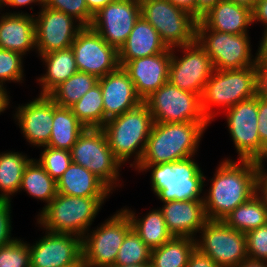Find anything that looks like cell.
I'll use <instances>...</instances> for the list:
<instances>
[{
	"instance_id": "obj_1",
	"label": "cell",
	"mask_w": 267,
	"mask_h": 267,
	"mask_svg": "<svg viewBox=\"0 0 267 267\" xmlns=\"http://www.w3.org/2000/svg\"><path fill=\"white\" fill-rule=\"evenodd\" d=\"M258 167L254 160L227 158L219 163L208 193L203 192L208 220H223L255 194Z\"/></svg>"
},
{
	"instance_id": "obj_2",
	"label": "cell",
	"mask_w": 267,
	"mask_h": 267,
	"mask_svg": "<svg viewBox=\"0 0 267 267\" xmlns=\"http://www.w3.org/2000/svg\"><path fill=\"white\" fill-rule=\"evenodd\" d=\"M210 122H154L139 164L171 163L197 154Z\"/></svg>"
},
{
	"instance_id": "obj_3",
	"label": "cell",
	"mask_w": 267,
	"mask_h": 267,
	"mask_svg": "<svg viewBox=\"0 0 267 267\" xmlns=\"http://www.w3.org/2000/svg\"><path fill=\"white\" fill-rule=\"evenodd\" d=\"M192 157L160 164H138V172L151 170V187L161 202L203 200L206 177ZM147 170V171H146ZM202 196V197H201Z\"/></svg>"
},
{
	"instance_id": "obj_4",
	"label": "cell",
	"mask_w": 267,
	"mask_h": 267,
	"mask_svg": "<svg viewBox=\"0 0 267 267\" xmlns=\"http://www.w3.org/2000/svg\"><path fill=\"white\" fill-rule=\"evenodd\" d=\"M147 105H140L122 115L108 119L101 128L115 157L124 165L134 156L131 167H136L143 156L153 125Z\"/></svg>"
},
{
	"instance_id": "obj_5",
	"label": "cell",
	"mask_w": 267,
	"mask_h": 267,
	"mask_svg": "<svg viewBox=\"0 0 267 267\" xmlns=\"http://www.w3.org/2000/svg\"><path fill=\"white\" fill-rule=\"evenodd\" d=\"M108 197H76L60 193L38 213L44 230L83 237Z\"/></svg>"
},
{
	"instance_id": "obj_6",
	"label": "cell",
	"mask_w": 267,
	"mask_h": 267,
	"mask_svg": "<svg viewBox=\"0 0 267 267\" xmlns=\"http://www.w3.org/2000/svg\"><path fill=\"white\" fill-rule=\"evenodd\" d=\"M258 65L233 70H214L201 96V108L211 123L215 106L225 111L257 95ZM213 106V107H212Z\"/></svg>"
},
{
	"instance_id": "obj_7",
	"label": "cell",
	"mask_w": 267,
	"mask_h": 267,
	"mask_svg": "<svg viewBox=\"0 0 267 267\" xmlns=\"http://www.w3.org/2000/svg\"><path fill=\"white\" fill-rule=\"evenodd\" d=\"M141 16L157 31L167 48L196 41L197 19L168 0H140Z\"/></svg>"
},
{
	"instance_id": "obj_8",
	"label": "cell",
	"mask_w": 267,
	"mask_h": 267,
	"mask_svg": "<svg viewBox=\"0 0 267 267\" xmlns=\"http://www.w3.org/2000/svg\"><path fill=\"white\" fill-rule=\"evenodd\" d=\"M248 33L229 34L196 25V41L207 52L214 70L242 69L257 65Z\"/></svg>"
},
{
	"instance_id": "obj_9",
	"label": "cell",
	"mask_w": 267,
	"mask_h": 267,
	"mask_svg": "<svg viewBox=\"0 0 267 267\" xmlns=\"http://www.w3.org/2000/svg\"><path fill=\"white\" fill-rule=\"evenodd\" d=\"M70 152L73 163L92 172L111 190L119 186L122 163L115 157L101 128H86Z\"/></svg>"
},
{
	"instance_id": "obj_10",
	"label": "cell",
	"mask_w": 267,
	"mask_h": 267,
	"mask_svg": "<svg viewBox=\"0 0 267 267\" xmlns=\"http://www.w3.org/2000/svg\"><path fill=\"white\" fill-rule=\"evenodd\" d=\"M131 228L128 215L121 209L97 229L86 232L82 237V261L85 267L114 266L118 251Z\"/></svg>"
},
{
	"instance_id": "obj_11",
	"label": "cell",
	"mask_w": 267,
	"mask_h": 267,
	"mask_svg": "<svg viewBox=\"0 0 267 267\" xmlns=\"http://www.w3.org/2000/svg\"><path fill=\"white\" fill-rule=\"evenodd\" d=\"M153 122H209L201 108V96L173 86L169 81L143 101Z\"/></svg>"
},
{
	"instance_id": "obj_12",
	"label": "cell",
	"mask_w": 267,
	"mask_h": 267,
	"mask_svg": "<svg viewBox=\"0 0 267 267\" xmlns=\"http://www.w3.org/2000/svg\"><path fill=\"white\" fill-rule=\"evenodd\" d=\"M195 238L196 248L220 267H237L248 259L246 236L223 220H208Z\"/></svg>"
},
{
	"instance_id": "obj_13",
	"label": "cell",
	"mask_w": 267,
	"mask_h": 267,
	"mask_svg": "<svg viewBox=\"0 0 267 267\" xmlns=\"http://www.w3.org/2000/svg\"><path fill=\"white\" fill-rule=\"evenodd\" d=\"M178 48L182 50L183 56H176L175 48H172L168 81L179 89L202 96L204 87L214 71L211 59L197 41L176 47L179 51Z\"/></svg>"
},
{
	"instance_id": "obj_14",
	"label": "cell",
	"mask_w": 267,
	"mask_h": 267,
	"mask_svg": "<svg viewBox=\"0 0 267 267\" xmlns=\"http://www.w3.org/2000/svg\"><path fill=\"white\" fill-rule=\"evenodd\" d=\"M71 48L81 72L101 78L120 67L118 50L91 27H83L77 33Z\"/></svg>"
},
{
	"instance_id": "obj_15",
	"label": "cell",
	"mask_w": 267,
	"mask_h": 267,
	"mask_svg": "<svg viewBox=\"0 0 267 267\" xmlns=\"http://www.w3.org/2000/svg\"><path fill=\"white\" fill-rule=\"evenodd\" d=\"M227 127L239 160H254L263 143L258 133V94L225 111Z\"/></svg>"
},
{
	"instance_id": "obj_16",
	"label": "cell",
	"mask_w": 267,
	"mask_h": 267,
	"mask_svg": "<svg viewBox=\"0 0 267 267\" xmlns=\"http://www.w3.org/2000/svg\"><path fill=\"white\" fill-rule=\"evenodd\" d=\"M140 16V0H114L93 16L90 27L119 51Z\"/></svg>"
},
{
	"instance_id": "obj_17",
	"label": "cell",
	"mask_w": 267,
	"mask_h": 267,
	"mask_svg": "<svg viewBox=\"0 0 267 267\" xmlns=\"http://www.w3.org/2000/svg\"><path fill=\"white\" fill-rule=\"evenodd\" d=\"M36 243L28 244L30 267L79 266L82 261V238L69 233L45 231Z\"/></svg>"
},
{
	"instance_id": "obj_18",
	"label": "cell",
	"mask_w": 267,
	"mask_h": 267,
	"mask_svg": "<svg viewBox=\"0 0 267 267\" xmlns=\"http://www.w3.org/2000/svg\"><path fill=\"white\" fill-rule=\"evenodd\" d=\"M40 10L39 15L34 16L36 53L41 55L70 48L83 26L64 12L45 5Z\"/></svg>"
},
{
	"instance_id": "obj_19",
	"label": "cell",
	"mask_w": 267,
	"mask_h": 267,
	"mask_svg": "<svg viewBox=\"0 0 267 267\" xmlns=\"http://www.w3.org/2000/svg\"><path fill=\"white\" fill-rule=\"evenodd\" d=\"M13 115L27 142L38 148L48 145L53 124V100L48 95L19 105Z\"/></svg>"
},
{
	"instance_id": "obj_20",
	"label": "cell",
	"mask_w": 267,
	"mask_h": 267,
	"mask_svg": "<svg viewBox=\"0 0 267 267\" xmlns=\"http://www.w3.org/2000/svg\"><path fill=\"white\" fill-rule=\"evenodd\" d=\"M171 56L172 49L167 48L163 53L133 59L122 66L142 101L168 82Z\"/></svg>"
},
{
	"instance_id": "obj_21",
	"label": "cell",
	"mask_w": 267,
	"mask_h": 267,
	"mask_svg": "<svg viewBox=\"0 0 267 267\" xmlns=\"http://www.w3.org/2000/svg\"><path fill=\"white\" fill-rule=\"evenodd\" d=\"M98 83L102 91L104 117L107 120L122 115L143 102L122 67L98 78Z\"/></svg>"
},
{
	"instance_id": "obj_22",
	"label": "cell",
	"mask_w": 267,
	"mask_h": 267,
	"mask_svg": "<svg viewBox=\"0 0 267 267\" xmlns=\"http://www.w3.org/2000/svg\"><path fill=\"white\" fill-rule=\"evenodd\" d=\"M159 209L173 237L195 239L208 221L203 200H173Z\"/></svg>"
},
{
	"instance_id": "obj_23",
	"label": "cell",
	"mask_w": 267,
	"mask_h": 267,
	"mask_svg": "<svg viewBox=\"0 0 267 267\" xmlns=\"http://www.w3.org/2000/svg\"><path fill=\"white\" fill-rule=\"evenodd\" d=\"M0 48L23 56L36 49L34 15L22 11L3 12L0 16Z\"/></svg>"
},
{
	"instance_id": "obj_24",
	"label": "cell",
	"mask_w": 267,
	"mask_h": 267,
	"mask_svg": "<svg viewBox=\"0 0 267 267\" xmlns=\"http://www.w3.org/2000/svg\"><path fill=\"white\" fill-rule=\"evenodd\" d=\"M207 29L229 34L248 33L252 10L230 0H221L199 20Z\"/></svg>"
},
{
	"instance_id": "obj_25",
	"label": "cell",
	"mask_w": 267,
	"mask_h": 267,
	"mask_svg": "<svg viewBox=\"0 0 267 267\" xmlns=\"http://www.w3.org/2000/svg\"><path fill=\"white\" fill-rule=\"evenodd\" d=\"M166 49L158 31L140 16L125 44L118 51L120 67L127 61L163 53Z\"/></svg>"
},
{
	"instance_id": "obj_26",
	"label": "cell",
	"mask_w": 267,
	"mask_h": 267,
	"mask_svg": "<svg viewBox=\"0 0 267 267\" xmlns=\"http://www.w3.org/2000/svg\"><path fill=\"white\" fill-rule=\"evenodd\" d=\"M57 193L76 197H109L112 190L96 175L71 162L56 181Z\"/></svg>"
},
{
	"instance_id": "obj_27",
	"label": "cell",
	"mask_w": 267,
	"mask_h": 267,
	"mask_svg": "<svg viewBox=\"0 0 267 267\" xmlns=\"http://www.w3.org/2000/svg\"><path fill=\"white\" fill-rule=\"evenodd\" d=\"M39 56L47 70L43 76L37 78L42 88L39 95H48L55 87L79 71L71 47Z\"/></svg>"
},
{
	"instance_id": "obj_28",
	"label": "cell",
	"mask_w": 267,
	"mask_h": 267,
	"mask_svg": "<svg viewBox=\"0 0 267 267\" xmlns=\"http://www.w3.org/2000/svg\"><path fill=\"white\" fill-rule=\"evenodd\" d=\"M86 128L71 108L60 107L53 101V124L47 146L70 151Z\"/></svg>"
},
{
	"instance_id": "obj_29",
	"label": "cell",
	"mask_w": 267,
	"mask_h": 267,
	"mask_svg": "<svg viewBox=\"0 0 267 267\" xmlns=\"http://www.w3.org/2000/svg\"><path fill=\"white\" fill-rule=\"evenodd\" d=\"M122 210L128 215L134 231L150 249L160 247L173 238L160 209H153L142 218L135 216L136 213L131 209Z\"/></svg>"
},
{
	"instance_id": "obj_30",
	"label": "cell",
	"mask_w": 267,
	"mask_h": 267,
	"mask_svg": "<svg viewBox=\"0 0 267 267\" xmlns=\"http://www.w3.org/2000/svg\"><path fill=\"white\" fill-rule=\"evenodd\" d=\"M22 190L47 203L43 210L56 197L57 183L36 159L31 158L23 172L19 192Z\"/></svg>"
},
{
	"instance_id": "obj_31",
	"label": "cell",
	"mask_w": 267,
	"mask_h": 267,
	"mask_svg": "<svg viewBox=\"0 0 267 267\" xmlns=\"http://www.w3.org/2000/svg\"><path fill=\"white\" fill-rule=\"evenodd\" d=\"M31 159L19 152L0 153V201L19 192L24 169Z\"/></svg>"
},
{
	"instance_id": "obj_32",
	"label": "cell",
	"mask_w": 267,
	"mask_h": 267,
	"mask_svg": "<svg viewBox=\"0 0 267 267\" xmlns=\"http://www.w3.org/2000/svg\"><path fill=\"white\" fill-rule=\"evenodd\" d=\"M195 247V239L173 237L162 246L151 250L150 265L151 267H186Z\"/></svg>"
},
{
	"instance_id": "obj_33",
	"label": "cell",
	"mask_w": 267,
	"mask_h": 267,
	"mask_svg": "<svg viewBox=\"0 0 267 267\" xmlns=\"http://www.w3.org/2000/svg\"><path fill=\"white\" fill-rule=\"evenodd\" d=\"M223 221L229 227L246 234L267 224V208L254 194L244 204L237 206Z\"/></svg>"
},
{
	"instance_id": "obj_34",
	"label": "cell",
	"mask_w": 267,
	"mask_h": 267,
	"mask_svg": "<svg viewBox=\"0 0 267 267\" xmlns=\"http://www.w3.org/2000/svg\"><path fill=\"white\" fill-rule=\"evenodd\" d=\"M97 83L96 76L78 71L55 87L48 96L58 106L70 108Z\"/></svg>"
},
{
	"instance_id": "obj_35",
	"label": "cell",
	"mask_w": 267,
	"mask_h": 267,
	"mask_svg": "<svg viewBox=\"0 0 267 267\" xmlns=\"http://www.w3.org/2000/svg\"><path fill=\"white\" fill-rule=\"evenodd\" d=\"M70 108L77 119L87 128H102L107 121L104 117L102 91L99 83Z\"/></svg>"
},
{
	"instance_id": "obj_36",
	"label": "cell",
	"mask_w": 267,
	"mask_h": 267,
	"mask_svg": "<svg viewBox=\"0 0 267 267\" xmlns=\"http://www.w3.org/2000/svg\"><path fill=\"white\" fill-rule=\"evenodd\" d=\"M151 250L131 228L118 251L115 265L150 264Z\"/></svg>"
},
{
	"instance_id": "obj_37",
	"label": "cell",
	"mask_w": 267,
	"mask_h": 267,
	"mask_svg": "<svg viewBox=\"0 0 267 267\" xmlns=\"http://www.w3.org/2000/svg\"><path fill=\"white\" fill-rule=\"evenodd\" d=\"M38 163L57 181L72 162L71 152L44 146Z\"/></svg>"
},
{
	"instance_id": "obj_38",
	"label": "cell",
	"mask_w": 267,
	"mask_h": 267,
	"mask_svg": "<svg viewBox=\"0 0 267 267\" xmlns=\"http://www.w3.org/2000/svg\"><path fill=\"white\" fill-rule=\"evenodd\" d=\"M0 267H30L28 243L17 237L0 247Z\"/></svg>"
},
{
	"instance_id": "obj_39",
	"label": "cell",
	"mask_w": 267,
	"mask_h": 267,
	"mask_svg": "<svg viewBox=\"0 0 267 267\" xmlns=\"http://www.w3.org/2000/svg\"><path fill=\"white\" fill-rule=\"evenodd\" d=\"M23 55L0 48V85L7 81L23 82Z\"/></svg>"
},
{
	"instance_id": "obj_40",
	"label": "cell",
	"mask_w": 267,
	"mask_h": 267,
	"mask_svg": "<svg viewBox=\"0 0 267 267\" xmlns=\"http://www.w3.org/2000/svg\"><path fill=\"white\" fill-rule=\"evenodd\" d=\"M45 6L73 17L83 27H90L93 16L89 13L85 0H46Z\"/></svg>"
},
{
	"instance_id": "obj_41",
	"label": "cell",
	"mask_w": 267,
	"mask_h": 267,
	"mask_svg": "<svg viewBox=\"0 0 267 267\" xmlns=\"http://www.w3.org/2000/svg\"><path fill=\"white\" fill-rule=\"evenodd\" d=\"M248 259L267 262V224L245 234Z\"/></svg>"
},
{
	"instance_id": "obj_42",
	"label": "cell",
	"mask_w": 267,
	"mask_h": 267,
	"mask_svg": "<svg viewBox=\"0 0 267 267\" xmlns=\"http://www.w3.org/2000/svg\"><path fill=\"white\" fill-rule=\"evenodd\" d=\"M11 201H0V247L12 242Z\"/></svg>"
},
{
	"instance_id": "obj_43",
	"label": "cell",
	"mask_w": 267,
	"mask_h": 267,
	"mask_svg": "<svg viewBox=\"0 0 267 267\" xmlns=\"http://www.w3.org/2000/svg\"><path fill=\"white\" fill-rule=\"evenodd\" d=\"M258 133L261 142L267 140V99L258 95Z\"/></svg>"
},
{
	"instance_id": "obj_44",
	"label": "cell",
	"mask_w": 267,
	"mask_h": 267,
	"mask_svg": "<svg viewBox=\"0 0 267 267\" xmlns=\"http://www.w3.org/2000/svg\"><path fill=\"white\" fill-rule=\"evenodd\" d=\"M267 169L264 166L258 167L255 184V194L267 208Z\"/></svg>"
},
{
	"instance_id": "obj_45",
	"label": "cell",
	"mask_w": 267,
	"mask_h": 267,
	"mask_svg": "<svg viewBox=\"0 0 267 267\" xmlns=\"http://www.w3.org/2000/svg\"><path fill=\"white\" fill-rule=\"evenodd\" d=\"M186 267H220L210 256L202 253L199 249H195L190 254Z\"/></svg>"
},
{
	"instance_id": "obj_46",
	"label": "cell",
	"mask_w": 267,
	"mask_h": 267,
	"mask_svg": "<svg viewBox=\"0 0 267 267\" xmlns=\"http://www.w3.org/2000/svg\"><path fill=\"white\" fill-rule=\"evenodd\" d=\"M261 22L267 28V0H258L252 9V23Z\"/></svg>"
},
{
	"instance_id": "obj_47",
	"label": "cell",
	"mask_w": 267,
	"mask_h": 267,
	"mask_svg": "<svg viewBox=\"0 0 267 267\" xmlns=\"http://www.w3.org/2000/svg\"><path fill=\"white\" fill-rule=\"evenodd\" d=\"M260 42L255 56L257 65L259 67L267 68V28L264 29L262 40Z\"/></svg>"
},
{
	"instance_id": "obj_48",
	"label": "cell",
	"mask_w": 267,
	"mask_h": 267,
	"mask_svg": "<svg viewBox=\"0 0 267 267\" xmlns=\"http://www.w3.org/2000/svg\"><path fill=\"white\" fill-rule=\"evenodd\" d=\"M257 94L267 99V68L258 66Z\"/></svg>"
},
{
	"instance_id": "obj_49",
	"label": "cell",
	"mask_w": 267,
	"mask_h": 267,
	"mask_svg": "<svg viewBox=\"0 0 267 267\" xmlns=\"http://www.w3.org/2000/svg\"><path fill=\"white\" fill-rule=\"evenodd\" d=\"M219 1L221 0H196V19L199 21Z\"/></svg>"
},
{
	"instance_id": "obj_50",
	"label": "cell",
	"mask_w": 267,
	"mask_h": 267,
	"mask_svg": "<svg viewBox=\"0 0 267 267\" xmlns=\"http://www.w3.org/2000/svg\"><path fill=\"white\" fill-rule=\"evenodd\" d=\"M174 6L190 13L196 18V0H168Z\"/></svg>"
},
{
	"instance_id": "obj_51",
	"label": "cell",
	"mask_w": 267,
	"mask_h": 267,
	"mask_svg": "<svg viewBox=\"0 0 267 267\" xmlns=\"http://www.w3.org/2000/svg\"><path fill=\"white\" fill-rule=\"evenodd\" d=\"M89 13L94 16L107 4H110L114 0H85Z\"/></svg>"
},
{
	"instance_id": "obj_52",
	"label": "cell",
	"mask_w": 267,
	"mask_h": 267,
	"mask_svg": "<svg viewBox=\"0 0 267 267\" xmlns=\"http://www.w3.org/2000/svg\"><path fill=\"white\" fill-rule=\"evenodd\" d=\"M46 0H5L0 8L4 7V6H12V7H21V6H27L30 5L32 3L34 4H39L41 6V8L45 5Z\"/></svg>"
},
{
	"instance_id": "obj_53",
	"label": "cell",
	"mask_w": 267,
	"mask_h": 267,
	"mask_svg": "<svg viewBox=\"0 0 267 267\" xmlns=\"http://www.w3.org/2000/svg\"><path fill=\"white\" fill-rule=\"evenodd\" d=\"M10 104V99L7 94L6 87L0 85V114L1 112L4 113L6 108H8Z\"/></svg>"
},
{
	"instance_id": "obj_54",
	"label": "cell",
	"mask_w": 267,
	"mask_h": 267,
	"mask_svg": "<svg viewBox=\"0 0 267 267\" xmlns=\"http://www.w3.org/2000/svg\"><path fill=\"white\" fill-rule=\"evenodd\" d=\"M237 267H267V262L246 259L242 263H240Z\"/></svg>"
},
{
	"instance_id": "obj_55",
	"label": "cell",
	"mask_w": 267,
	"mask_h": 267,
	"mask_svg": "<svg viewBox=\"0 0 267 267\" xmlns=\"http://www.w3.org/2000/svg\"><path fill=\"white\" fill-rule=\"evenodd\" d=\"M264 160H267V140L263 144L261 153L254 159V161L258 164V166H264L265 164L263 163Z\"/></svg>"
},
{
	"instance_id": "obj_56",
	"label": "cell",
	"mask_w": 267,
	"mask_h": 267,
	"mask_svg": "<svg viewBox=\"0 0 267 267\" xmlns=\"http://www.w3.org/2000/svg\"><path fill=\"white\" fill-rule=\"evenodd\" d=\"M236 4L243 5L248 7L249 9H253V7L256 5L258 0H230Z\"/></svg>"
},
{
	"instance_id": "obj_57",
	"label": "cell",
	"mask_w": 267,
	"mask_h": 267,
	"mask_svg": "<svg viewBox=\"0 0 267 267\" xmlns=\"http://www.w3.org/2000/svg\"><path fill=\"white\" fill-rule=\"evenodd\" d=\"M112 267H151L150 264H136V265H114Z\"/></svg>"
},
{
	"instance_id": "obj_58",
	"label": "cell",
	"mask_w": 267,
	"mask_h": 267,
	"mask_svg": "<svg viewBox=\"0 0 267 267\" xmlns=\"http://www.w3.org/2000/svg\"><path fill=\"white\" fill-rule=\"evenodd\" d=\"M70 267H85L84 263L82 262L79 266H70Z\"/></svg>"
},
{
	"instance_id": "obj_59",
	"label": "cell",
	"mask_w": 267,
	"mask_h": 267,
	"mask_svg": "<svg viewBox=\"0 0 267 267\" xmlns=\"http://www.w3.org/2000/svg\"><path fill=\"white\" fill-rule=\"evenodd\" d=\"M5 0H0V6H1V4L4 2Z\"/></svg>"
}]
</instances>
